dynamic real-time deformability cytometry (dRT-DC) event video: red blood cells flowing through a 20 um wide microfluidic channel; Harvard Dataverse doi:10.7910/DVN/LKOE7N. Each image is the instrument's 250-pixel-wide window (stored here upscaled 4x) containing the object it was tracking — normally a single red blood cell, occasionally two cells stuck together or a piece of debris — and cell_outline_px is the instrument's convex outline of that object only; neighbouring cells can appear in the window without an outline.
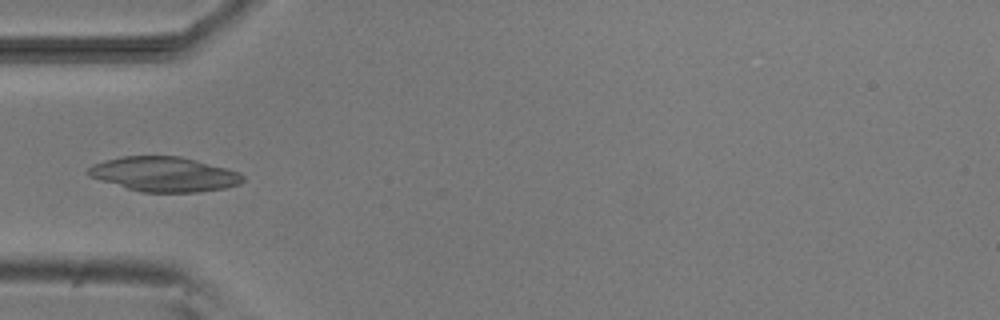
{"species": "common noctule bat (a hibernating species)", "species_latin": "Nyctalus noctula", "temperature_condition": "room temperature", "stored_images_in_passage": 6, "camera_frame_rate_fps": 3000, "um_per_image_px": 0.085, "animal": {"sex": "male", "body_mass_g": 20.5, "forearm_length_mm": 52.5}, "frame": {"image": 1, "passage_image": 5, "time_ms": 4.667, "image_size_px": [1000, 320], "cell_outline_px": [[244, 180], [240, 184], [224, 188], [200, 192], [140, 192], [100, 180], [88, 176], [84, 172], [92, 164], [104, 160], [120, 156], [180, 156], [228, 168], [240, 172], [244, 176]], "centroid_in_image_um": [13.94, 14.8], "position_along_channel_um": 71.1, "area_um2": 31.56}}
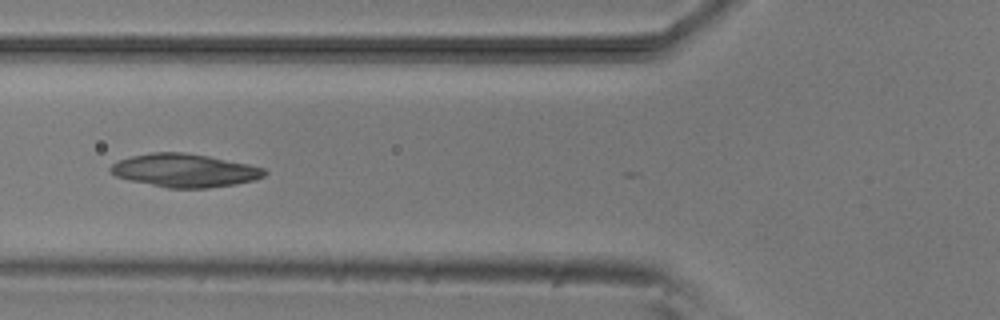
{"frame": {"image": 2, "passage_image": 6, "time_ms": 5.667, "image_size_px": [1000, 320], "cell_outline_px": [[268, 172], [264, 176], [252, 180], [236, 184], [208, 188], [168, 188], [128, 180], [116, 176], [108, 168], [112, 164], [120, 160], [132, 156], [152, 152], [184, 152], [208, 156], [248, 164], [264, 168]], "centroid_in_image_um": [15.69, 14.49], "position_along_channel_um": 110.1, "area_um2": 29.71}}